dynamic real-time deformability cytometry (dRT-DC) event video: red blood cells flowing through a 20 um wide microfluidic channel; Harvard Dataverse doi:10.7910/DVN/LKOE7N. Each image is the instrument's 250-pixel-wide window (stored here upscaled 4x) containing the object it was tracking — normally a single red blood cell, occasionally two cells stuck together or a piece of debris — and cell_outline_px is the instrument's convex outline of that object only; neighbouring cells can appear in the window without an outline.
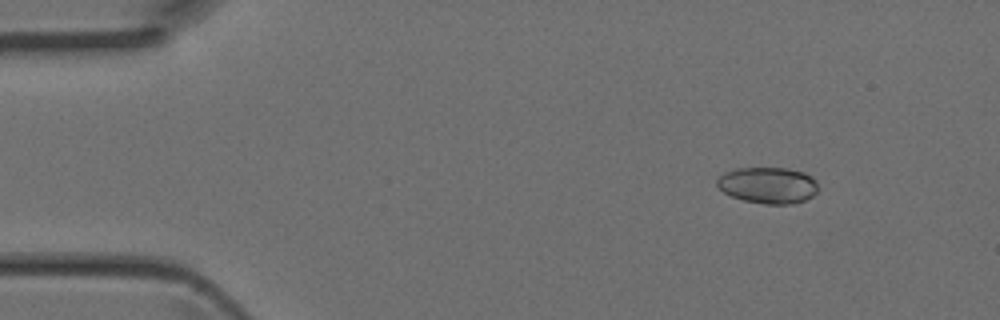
{"species": "Egyptian fruit bat (a non-hibernating species)", "species_latin": "Rousettus aegyptiacus", "temperature_condition": "room temperature", "stored_images_in_passage": 44, "camera_frame_rate_fps": 3000, "um_per_image_px": 0.085, "animal": {"sex": "female"}, "frame": {"image": 1, "passage_image": 6, "time_ms": 1.667, "image_size_px": [1000, 320], "cell_outline_px": [[816, 192], [812, 196], [804, 200], [792, 204], [764, 204], [744, 200], [732, 196], [724, 192], [716, 184], [716, 180], [724, 172], [736, 168], [788, 168], [804, 172], [812, 176], [816, 180]], "centroid_in_image_um": [65.28, 15.73], "position_along_channel_um": 19.7, "area_um2": 21.39}}
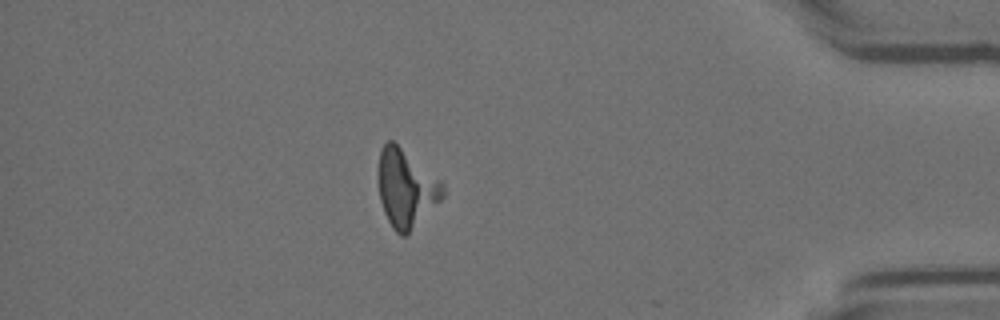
{"frame": {"image": 2, "passage_image": 39, "time_ms": 12.667, "image_size_px": [1000, 320], "cell_outline_px": [[444, 196], [404, 236], [400, 236], [392, 228], [384, 212], [380, 200], [376, 168], [380, 148], [388, 140], [392, 140], [440, 180], [444, 184]], "centroid_in_image_um": [34.45, 15.97], "position_along_channel_um": 400.7, "area_um2": 28.96}}